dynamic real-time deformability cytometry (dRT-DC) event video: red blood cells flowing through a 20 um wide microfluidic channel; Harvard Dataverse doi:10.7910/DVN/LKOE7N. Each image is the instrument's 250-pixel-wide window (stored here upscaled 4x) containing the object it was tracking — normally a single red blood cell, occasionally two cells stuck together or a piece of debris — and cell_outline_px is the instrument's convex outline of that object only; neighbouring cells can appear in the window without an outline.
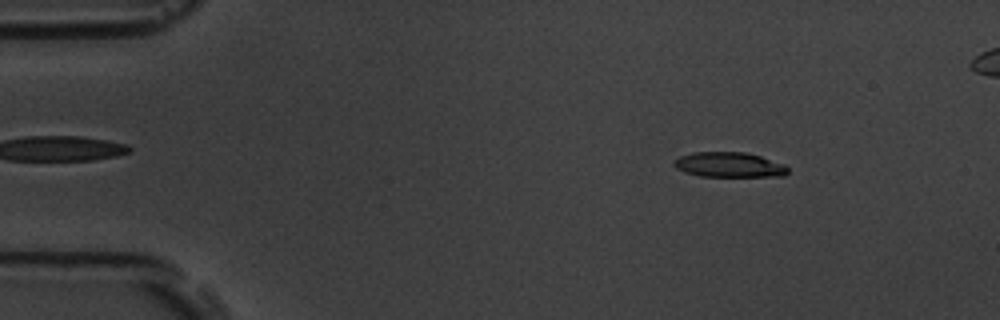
{"species": "common noctule bat (a hibernating species)", "species_latin": "Nyctalus noctula", "temperature_condition": "room temperature", "stored_images_in_passage": 53, "camera_frame_rate_fps": 3000, "um_per_image_px": 0.085, "animal": {"sex": "male", "body_mass_g": 19.5, "forearm_length_mm": 54.6}, "frame": {"image": 1, "passage_image": 7, "time_ms": 2.0, "image_size_px": [1000, 320], "cell_outline_px": [[788, 172], [784, 176], [700, 176], [684, 172], [676, 168], [672, 164], [672, 160], [680, 156], [692, 152], [744, 152], [760, 156], [784, 164], [788, 168]], "centroid_in_image_um": [61.93, 14.0], "position_along_channel_um": 23.1, "area_um2": 16.65}}
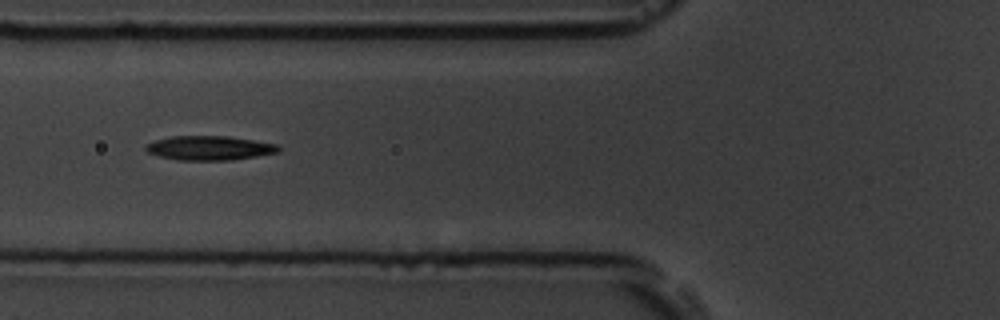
{"frame": {"image": 2, "passage_image": 20, "time_ms": 6.333, "image_size_px": [1000, 320], "cell_outline_px": [[280, 152], [232, 160], [176, 160], [160, 156], [148, 152], [144, 148], [148, 144], [156, 140], [172, 136], [228, 136], [276, 144], [280, 148]], "centroid_in_image_um": [17.81, 12.58], "position_along_channel_um": 108.0, "area_um2": 18.61}}
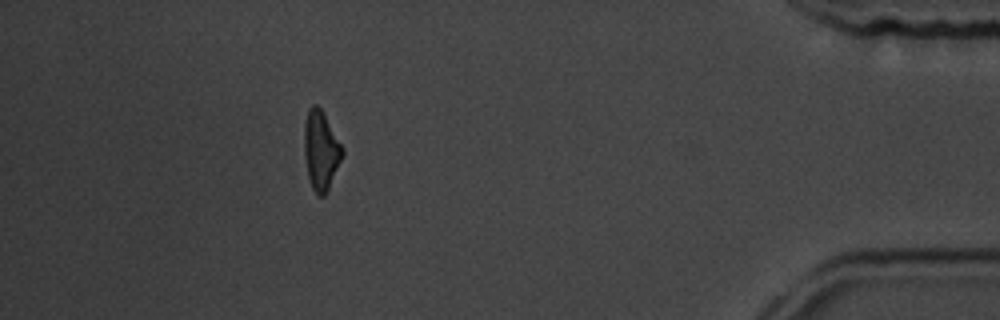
{"frame": {"image": 3, "passage_image": 48, "time_ms": 15.667, "image_size_px": [1000, 320], "cell_outline_px": [[344, 152], [328, 188], [324, 196], [316, 196], [312, 188], [308, 176], [304, 152], [304, 124], [308, 108], [312, 104], [316, 104], [320, 108], [344, 148]], "centroid_in_image_um": [27.26, 12.76], "position_along_channel_um": 407.9, "area_um2": 17.4}, "authors_computed_cell_mechanics": {"area_um2": 17.5134, "velocity_mm_per_s": 3.7798, "shape_relaxation_time_tau1_ms": 4.3387, "shape_relaxation_time_tau2_ms": 5.1012, "deformation_change_tau1": 0.1299, "deformation_change_tau2": 0.1573}}